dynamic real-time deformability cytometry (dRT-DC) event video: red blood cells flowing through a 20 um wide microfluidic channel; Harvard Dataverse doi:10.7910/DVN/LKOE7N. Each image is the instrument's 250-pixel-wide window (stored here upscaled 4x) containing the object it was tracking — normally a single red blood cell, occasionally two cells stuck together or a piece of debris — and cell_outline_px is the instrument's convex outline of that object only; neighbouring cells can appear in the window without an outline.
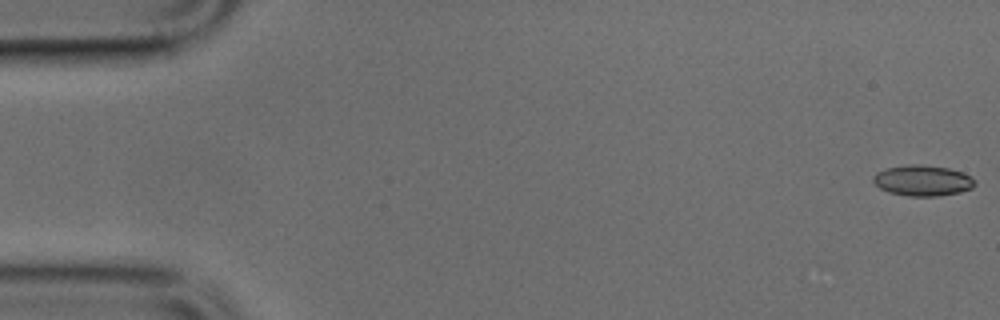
{"species": "common noctule bat (a hibernating species)", "species_latin": "Nyctalus noctula", "temperature_condition": "cold", "stored_images_in_passage": 49, "camera_frame_rate_fps": 3000, "um_per_image_px": 0.085, "animal": {"sex": "male", "body_mass_g": 17.9, "forearm_length_mm": 54.2}, "frame": {"image": 1, "passage_image": 1, "time_ms": 0.0, "image_size_px": [1000, 320], "cell_outline_px": [[976, 184], [972, 188], [960, 192], [936, 196], [908, 196], [888, 192], [880, 188], [872, 180], [872, 176], [876, 172], [888, 168], [908, 164], [920, 164], [948, 168], [960, 172], [976, 180]], "centroid_in_image_um": [78.4, 15.35], "position_along_channel_um": 6.6, "area_um2": 18.15}}
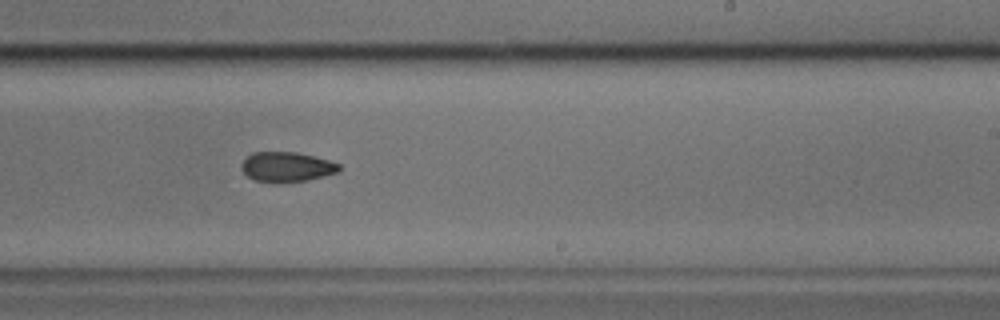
{"frame": {"image": 2, "passage_image": 30, "time_ms": 9.667, "image_size_px": [1000, 320], "cell_outline_px": [[340, 172], [304, 180], [256, 180], [248, 176], [240, 168], [240, 164], [252, 152], [296, 152], [328, 160], [340, 164]], "centroid_in_image_um": [24.37, 14.14], "position_along_channel_um": 264.6, "area_um2": 16.3}}
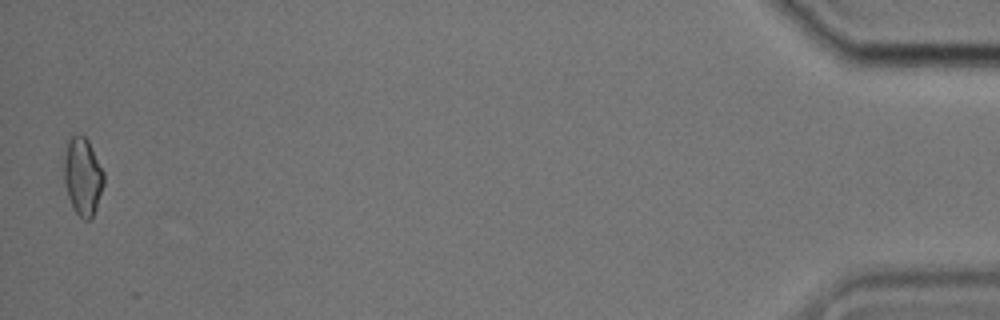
{"frame": {"image": 3, "passage_image": 49, "time_ms": 16.0, "image_size_px": [1000, 320], "cell_outline_px": [[104, 184], [96, 208], [92, 216], [88, 220], [84, 220], [76, 212], [68, 196], [64, 180], [64, 156], [68, 140], [72, 136], [80, 132], [88, 140], [104, 172]], "centroid_in_image_um": [7.03, 14.96], "position_along_channel_um": 428.2, "area_um2": 17.92}}